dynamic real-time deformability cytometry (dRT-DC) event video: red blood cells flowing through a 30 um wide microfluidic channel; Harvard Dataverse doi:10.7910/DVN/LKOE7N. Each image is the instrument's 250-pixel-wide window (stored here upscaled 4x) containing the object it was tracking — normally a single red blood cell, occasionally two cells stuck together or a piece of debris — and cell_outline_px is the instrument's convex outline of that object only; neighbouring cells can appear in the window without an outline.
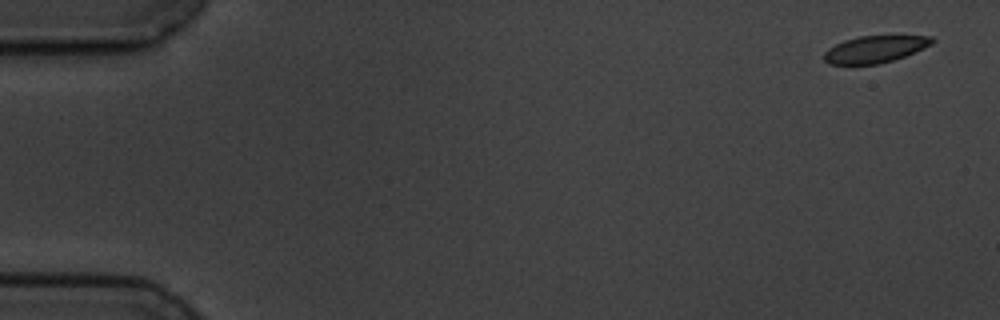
{"species": "common noctule bat (a hibernating species)", "species_latin": "Nyctalus noctula", "temperature_condition": "cold", "stored_images_in_passage": 7, "camera_frame_rate_fps": 3000, "um_per_image_px": 0.085, "animal": {"sex": "male", "body_mass_g": 19.5, "forearm_length_mm": 54.6}, "frame": {"image": 1, "passage_image": 1, "time_ms": 0.0, "image_size_px": [1000, 320], "cell_outline_px": [[936, 40], [932, 44], [924, 48], [904, 56], [880, 64], [828, 64], [824, 60], [824, 52], [828, 48], [844, 40], [860, 36], [932, 36]], "centroid_in_image_um": [74.37, 4.18], "position_along_channel_um": 10.6, "area_um2": 16.88}}
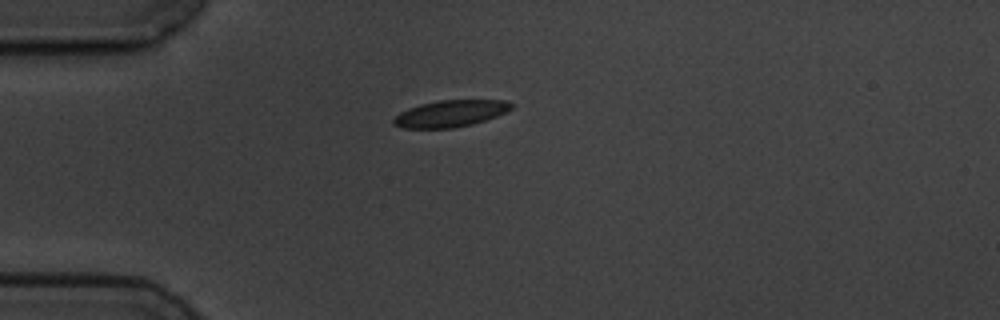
{"frame": {"image": 2, "passage_image": 5, "time_ms": 4.333, "image_size_px": [1000, 320], "cell_outline_px": [[512, 108], [496, 116], [472, 124], [452, 128], [404, 128], [392, 124], [392, 120], [400, 112], [408, 108], [420, 104], [440, 100], [508, 100], [512, 104]], "centroid_in_image_um": [38.26, 9.65], "position_along_channel_um": 46.7, "area_um2": 18.21}}
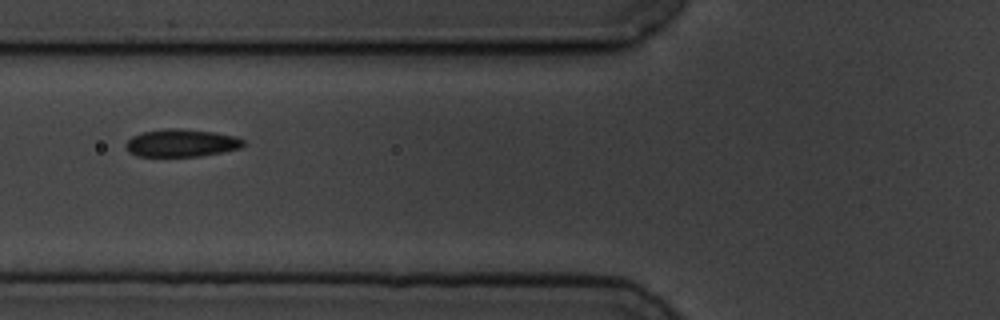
{"frame": {"image": 3, "passage_image": 7, "time_ms": 6.667, "image_size_px": [1000, 320], "cell_outline_px": [[244, 144], [240, 148], [200, 156], [136, 156], [128, 152], [124, 144], [132, 136], [144, 132], [164, 128], [180, 128], [212, 132], [236, 136], [244, 140]], "centroid_in_image_um": [15.38, 12.15], "position_along_channel_um": 110.4, "area_um2": 18.9}}